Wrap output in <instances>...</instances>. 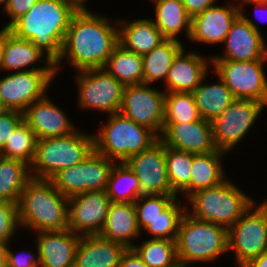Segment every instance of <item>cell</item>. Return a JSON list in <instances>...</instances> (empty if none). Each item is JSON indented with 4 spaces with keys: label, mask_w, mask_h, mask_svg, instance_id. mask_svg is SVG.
<instances>
[{
    "label": "cell",
    "mask_w": 267,
    "mask_h": 267,
    "mask_svg": "<svg viewBox=\"0 0 267 267\" xmlns=\"http://www.w3.org/2000/svg\"><path fill=\"white\" fill-rule=\"evenodd\" d=\"M118 44L117 18L111 20L104 13L93 10L76 12L66 31L60 56L54 63L56 75L65 62L75 71L103 68Z\"/></svg>",
    "instance_id": "1"
},
{
    "label": "cell",
    "mask_w": 267,
    "mask_h": 267,
    "mask_svg": "<svg viewBox=\"0 0 267 267\" xmlns=\"http://www.w3.org/2000/svg\"><path fill=\"white\" fill-rule=\"evenodd\" d=\"M75 13L69 5L60 0H37L35 5L16 19L7 30L20 39L31 41L55 63Z\"/></svg>",
    "instance_id": "2"
},
{
    "label": "cell",
    "mask_w": 267,
    "mask_h": 267,
    "mask_svg": "<svg viewBox=\"0 0 267 267\" xmlns=\"http://www.w3.org/2000/svg\"><path fill=\"white\" fill-rule=\"evenodd\" d=\"M20 229L52 231L68 229V198L47 179L32 178L18 202Z\"/></svg>",
    "instance_id": "3"
},
{
    "label": "cell",
    "mask_w": 267,
    "mask_h": 267,
    "mask_svg": "<svg viewBox=\"0 0 267 267\" xmlns=\"http://www.w3.org/2000/svg\"><path fill=\"white\" fill-rule=\"evenodd\" d=\"M227 240L226 227L203 222L185 212L179 223L176 238L180 267H193L196 263H216L222 255L228 254Z\"/></svg>",
    "instance_id": "4"
},
{
    "label": "cell",
    "mask_w": 267,
    "mask_h": 267,
    "mask_svg": "<svg viewBox=\"0 0 267 267\" xmlns=\"http://www.w3.org/2000/svg\"><path fill=\"white\" fill-rule=\"evenodd\" d=\"M240 187L229 177L217 186L197 191L185 201L186 212L203 222L229 229L256 201Z\"/></svg>",
    "instance_id": "5"
},
{
    "label": "cell",
    "mask_w": 267,
    "mask_h": 267,
    "mask_svg": "<svg viewBox=\"0 0 267 267\" xmlns=\"http://www.w3.org/2000/svg\"><path fill=\"white\" fill-rule=\"evenodd\" d=\"M106 119L107 122L102 120L99 129L93 133L94 150L115 162H125L159 139L152 130L120 112L110 114Z\"/></svg>",
    "instance_id": "6"
},
{
    "label": "cell",
    "mask_w": 267,
    "mask_h": 267,
    "mask_svg": "<svg viewBox=\"0 0 267 267\" xmlns=\"http://www.w3.org/2000/svg\"><path fill=\"white\" fill-rule=\"evenodd\" d=\"M93 150V133L80 129L66 136L37 139L31 176L49 180L59 170L81 163Z\"/></svg>",
    "instance_id": "7"
},
{
    "label": "cell",
    "mask_w": 267,
    "mask_h": 267,
    "mask_svg": "<svg viewBox=\"0 0 267 267\" xmlns=\"http://www.w3.org/2000/svg\"><path fill=\"white\" fill-rule=\"evenodd\" d=\"M73 76L77 86V107L107 116L121 108L125 86L103 68L79 70Z\"/></svg>",
    "instance_id": "8"
},
{
    "label": "cell",
    "mask_w": 267,
    "mask_h": 267,
    "mask_svg": "<svg viewBox=\"0 0 267 267\" xmlns=\"http://www.w3.org/2000/svg\"><path fill=\"white\" fill-rule=\"evenodd\" d=\"M267 59L241 62L212 59V70L224 81L235 99H252L267 106Z\"/></svg>",
    "instance_id": "9"
},
{
    "label": "cell",
    "mask_w": 267,
    "mask_h": 267,
    "mask_svg": "<svg viewBox=\"0 0 267 267\" xmlns=\"http://www.w3.org/2000/svg\"><path fill=\"white\" fill-rule=\"evenodd\" d=\"M227 241L236 267L267 251V216L256 201L228 229Z\"/></svg>",
    "instance_id": "10"
},
{
    "label": "cell",
    "mask_w": 267,
    "mask_h": 267,
    "mask_svg": "<svg viewBox=\"0 0 267 267\" xmlns=\"http://www.w3.org/2000/svg\"><path fill=\"white\" fill-rule=\"evenodd\" d=\"M267 106L252 99H235L231 105L211 121L213 140L218 150L229 154L243 139Z\"/></svg>",
    "instance_id": "11"
},
{
    "label": "cell",
    "mask_w": 267,
    "mask_h": 267,
    "mask_svg": "<svg viewBox=\"0 0 267 267\" xmlns=\"http://www.w3.org/2000/svg\"><path fill=\"white\" fill-rule=\"evenodd\" d=\"M114 163L93 150L81 163L59 170L49 180L67 198L84 192L104 191Z\"/></svg>",
    "instance_id": "12"
},
{
    "label": "cell",
    "mask_w": 267,
    "mask_h": 267,
    "mask_svg": "<svg viewBox=\"0 0 267 267\" xmlns=\"http://www.w3.org/2000/svg\"><path fill=\"white\" fill-rule=\"evenodd\" d=\"M0 102L5 110L24 112L43 99L57 77L55 71H20L0 75Z\"/></svg>",
    "instance_id": "13"
},
{
    "label": "cell",
    "mask_w": 267,
    "mask_h": 267,
    "mask_svg": "<svg viewBox=\"0 0 267 267\" xmlns=\"http://www.w3.org/2000/svg\"><path fill=\"white\" fill-rule=\"evenodd\" d=\"M165 92L149 84L124 88L120 113L135 123L152 130L158 137L163 132Z\"/></svg>",
    "instance_id": "14"
},
{
    "label": "cell",
    "mask_w": 267,
    "mask_h": 267,
    "mask_svg": "<svg viewBox=\"0 0 267 267\" xmlns=\"http://www.w3.org/2000/svg\"><path fill=\"white\" fill-rule=\"evenodd\" d=\"M240 8V15L232 23L223 42V52L215 53L211 59H227L232 61H253L267 59V43L260 31L259 24L247 16L245 7ZM220 54V55H219Z\"/></svg>",
    "instance_id": "15"
},
{
    "label": "cell",
    "mask_w": 267,
    "mask_h": 267,
    "mask_svg": "<svg viewBox=\"0 0 267 267\" xmlns=\"http://www.w3.org/2000/svg\"><path fill=\"white\" fill-rule=\"evenodd\" d=\"M111 203L106 190L69 197L68 229L79 236L100 235Z\"/></svg>",
    "instance_id": "16"
},
{
    "label": "cell",
    "mask_w": 267,
    "mask_h": 267,
    "mask_svg": "<svg viewBox=\"0 0 267 267\" xmlns=\"http://www.w3.org/2000/svg\"><path fill=\"white\" fill-rule=\"evenodd\" d=\"M125 163L140 183V196L174 194L168 180L165 145L158 139L148 149L133 154Z\"/></svg>",
    "instance_id": "17"
},
{
    "label": "cell",
    "mask_w": 267,
    "mask_h": 267,
    "mask_svg": "<svg viewBox=\"0 0 267 267\" xmlns=\"http://www.w3.org/2000/svg\"><path fill=\"white\" fill-rule=\"evenodd\" d=\"M225 3V5L216 3L191 18L188 41L192 44L198 42L211 46L223 45L232 23L240 15L238 0H229Z\"/></svg>",
    "instance_id": "18"
},
{
    "label": "cell",
    "mask_w": 267,
    "mask_h": 267,
    "mask_svg": "<svg viewBox=\"0 0 267 267\" xmlns=\"http://www.w3.org/2000/svg\"><path fill=\"white\" fill-rule=\"evenodd\" d=\"M1 72L55 71L54 62L29 40L1 28ZM39 62L42 64L39 65Z\"/></svg>",
    "instance_id": "19"
},
{
    "label": "cell",
    "mask_w": 267,
    "mask_h": 267,
    "mask_svg": "<svg viewBox=\"0 0 267 267\" xmlns=\"http://www.w3.org/2000/svg\"><path fill=\"white\" fill-rule=\"evenodd\" d=\"M159 139L165 146L192 154L216 151L211 122L205 119L188 123H163Z\"/></svg>",
    "instance_id": "20"
},
{
    "label": "cell",
    "mask_w": 267,
    "mask_h": 267,
    "mask_svg": "<svg viewBox=\"0 0 267 267\" xmlns=\"http://www.w3.org/2000/svg\"><path fill=\"white\" fill-rule=\"evenodd\" d=\"M186 50L185 46L174 57L162 89L165 93H192L209 74L212 59L200 52ZM187 52V53H186ZM205 57V58H204ZM207 58V59H206Z\"/></svg>",
    "instance_id": "21"
},
{
    "label": "cell",
    "mask_w": 267,
    "mask_h": 267,
    "mask_svg": "<svg viewBox=\"0 0 267 267\" xmlns=\"http://www.w3.org/2000/svg\"><path fill=\"white\" fill-rule=\"evenodd\" d=\"M51 100L48 93L23 112V120L32 129L36 139L66 136L79 128L63 111L64 107L60 108L59 104H55Z\"/></svg>",
    "instance_id": "22"
},
{
    "label": "cell",
    "mask_w": 267,
    "mask_h": 267,
    "mask_svg": "<svg viewBox=\"0 0 267 267\" xmlns=\"http://www.w3.org/2000/svg\"><path fill=\"white\" fill-rule=\"evenodd\" d=\"M41 267H74L80 237L69 229L34 233Z\"/></svg>",
    "instance_id": "23"
},
{
    "label": "cell",
    "mask_w": 267,
    "mask_h": 267,
    "mask_svg": "<svg viewBox=\"0 0 267 267\" xmlns=\"http://www.w3.org/2000/svg\"><path fill=\"white\" fill-rule=\"evenodd\" d=\"M126 247L100 235L81 236L74 267H118Z\"/></svg>",
    "instance_id": "24"
},
{
    "label": "cell",
    "mask_w": 267,
    "mask_h": 267,
    "mask_svg": "<svg viewBox=\"0 0 267 267\" xmlns=\"http://www.w3.org/2000/svg\"><path fill=\"white\" fill-rule=\"evenodd\" d=\"M228 154L222 150H216L204 154H193L190 184L178 195L187 200L197 191L217 186L230 176H226L223 166L224 157Z\"/></svg>",
    "instance_id": "25"
},
{
    "label": "cell",
    "mask_w": 267,
    "mask_h": 267,
    "mask_svg": "<svg viewBox=\"0 0 267 267\" xmlns=\"http://www.w3.org/2000/svg\"><path fill=\"white\" fill-rule=\"evenodd\" d=\"M141 235L142 233L137 225L134 203L112 202L100 236L107 240L121 243L126 248H132L138 243V238H142ZM136 239L137 241L135 242Z\"/></svg>",
    "instance_id": "26"
},
{
    "label": "cell",
    "mask_w": 267,
    "mask_h": 267,
    "mask_svg": "<svg viewBox=\"0 0 267 267\" xmlns=\"http://www.w3.org/2000/svg\"><path fill=\"white\" fill-rule=\"evenodd\" d=\"M118 18L119 44L126 50L143 56L165 40L152 18Z\"/></svg>",
    "instance_id": "27"
},
{
    "label": "cell",
    "mask_w": 267,
    "mask_h": 267,
    "mask_svg": "<svg viewBox=\"0 0 267 267\" xmlns=\"http://www.w3.org/2000/svg\"><path fill=\"white\" fill-rule=\"evenodd\" d=\"M154 3V22L165 39L183 41L180 34L185 33L189 39L191 30V16L187 13L181 0H149Z\"/></svg>",
    "instance_id": "28"
},
{
    "label": "cell",
    "mask_w": 267,
    "mask_h": 267,
    "mask_svg": "<svg viewBox=\"0 0 267 267\" xmlns=\"http://www.w3.org/2000/svg\"><path fill=\"white\" fill-rule=\"evenodd\" d=\"M210 72L214 73V75L211 74L212 77L216 78L217 76L218 80L216 78V81L218 82L209 81L207 83V77H209L207 74L192 92L200 117L209 122L220 116L235 100L224 81L213 70Z\"/></svg>",
    "instance_id": "29"
},
{
    "label": "cell",
    "mask_w": 267,
    "mask_h": 267,
    "mask_svg": "<svg viewBox=\"0 0 267 267\" xmlns=\"http://www.w3.org/2000/svg\"><path fill=\"white\" fill-rule=\"evenodd\" d=\"M184 46L181 41L165 39L143 55V83L155 85L162 80L164 85L174 57Z\"/></svg>",
    "instance_id": "30"
},
{
    "label": "cell",
    "mask_w": 267,
    "mask_h": 267,
    "mask_svg": "<svg viewBox=\"0 0 267 267\" xmlns=\"http://www.w3.org/2000/svg\"><path fill=\"white\" fill-rule=\"evenodd\" d=\"M105 69L124 86L143 84L142 56L118 44L107 59Z\"/></svg>",
    "instance_id": "31"
},
{
    "label": "cell",
    "mask_w": 267,
    "mask_h": 267,
    "mask_svg": "<svg viewBox=\"0 0 267 267\" xmlns=\"http://www.w3.org/2000/svg\"><path fill=\"white\" fill-rule=\"evenodd\" d=\"M31 179L28 164L0 156V201L18 204L21 192Z\"/></svg>",
    "instance_id": "32"
},
{
    "label": "cell",
    "mask_w": 267,
    "mask_h": 267,
    "mask_svg": "<svg viewBox=\"0 0 267 267\" xmlns=\"http://www.w3.org/2000/svg\"><path fill=\"white\" fill-rule=\"evenodd\" d=\"M106 193L113 203H134L140 197L139 179L125 162L112 166Z\"/></svg>",
    "instance_id": "33"
},
{
    "label": "cell",
    "mask_w": 267,
    "mask_h": 267,
    "mask_svg": "<svg viewBox=\"0 0 267 267\" xmlns=\"http://www.w3.org/2000/svg\"><path fill=\"white\" fill-rule=\"evenodd\" d=\"M132 249L148 267H180L177 258L176 240L148 239Z\"/></svg>",
    "instance_id": "34"
},
{
    "label": "cell",
    "mask_w": 267,
    "mask_h": 267,
    "mask_svg": "<svg viewBox=\"0 0 267 267\" xmlns=\"http://www.w3.org/2000/svg\"><path fill=\"white\" fill-rule=\"evenodd\" d=\"M36 141L34 132L22 120L13 130V134L9 137L5 146L0 150V156L20 160L30 166L35 156Z\"/></svg>",
    "instance_id": "35"
},
{
    "label": "cell",
    "mask_w": 267,
    "mask_h": 267,
    "mask_svg": "<svg viewBox=\"0 0 267 267\" xmlns=\"http://www.w3.org/2000/svg\"><path fill=\"white\" fill-rule=\"evenodd\" d=\"M177 197L159 216L153 220L145 229L150 239L176 240L178 227L182 216L186 212V203Z\"/></svg>",
    "instance_id": "36"
},
{
    "label": "cell",
    "mask_w": 267,
    "mask_h": 267,
    "mask_svg": "<svg viewBox=\"0 0 267 267\" xmlns=\"http://www.w3.org/2000/svg\"><path fill=\"white\" fill-rule=\"evenodd\" d=\"M168 180L178 195L190 184L193 154L165 146Z\"/></svg>",
    "instance_id": "37"
},
{
    "label": "cell",
    "mask_w": 267,
    "mask_h": 267,
    "mask_svg": "<svg viewBox=\"0 0 267 267\" xmlns=\"http://www.w3.org/2000/svg\"><path fill=\"white\" fill-rule=\"evenodd\" d=\"M200 119L193 93L165 94L164 123H188Z\"/></svg>",
    "instance_id": "38"
},
{
    "label": "cell",
    "mask_w": 267,
    "mask_h": 267,
    "mask_svg": "<svg viewBox=\"0 0 267 267\" xmlns=\"http://www.w3.org/2000/svg\"><path fill=\"white\" fill-rule=\"evenodd\" d=\"M177 196L175 194L141 195L135 202L137 225L141 233L165 210Z\"/></svg>",
    "instance_id": "39"
},
{
    "label": "cell",
    "mask_w": 267,
    "mask_h": 267,
    "mask_svg": "<svg viewBox=\"0 0 267 267\" xmlns=\"http://www.w3.org/2000/svg\"><path fill=\"white\" fill-rule=\"evenodd\" d=\"M19 230L18 204L0 201V242L9 243Z\"/></svg>",
    "instance_id": "40"
},
{
    "label": "cell",
    "mask_w": 267,
    "mask_h": 267,
    "mask_svg": "<svg viewBox=\"0 0 267 267\" xmlns=\"http://www.w3.org/2000/svg\"><path fill=\"white\" fill-rule=\"evenodd\" d=\"M11 242L8 243L7 247V255H6V266L5 267H41L38 249L35 244L36 253H32L31 251L14 252L12 249L13 244ZM12 245V246H11Z\"/></svg>",
    "instance_id": "41"
},
{
    "label": "cell",
    "mask_w": 267,
    "mask_h": 267,
    "mask_svg": "<svg viewBox=\"0 0 267 267\" xmlns=\"http://www.w3.org/2000/svg\"><path fill=\"white\" fill-rule=\"evenodd\" d=\"M23 120V113L15 110H5L0 113V150L5 146L13 130Z\"/></svg>",
    "instance_id": "42"
},
{
    "label": "cell",
    "mask_w": 267,
    "mask_h": 267,
    "mask_svg": "<svg viewBox=\"0 0 267 267\" xmlns=\"http://www.w3.org/2000/svg\"><path fill=\"white\" fill-rule=\"evenodd\" d=\"M37 2V0H8L4 14L8 16L9 22L6 21L3 29H7L16 19L26 14Z\"/></svg>",
    "instance_id": "43"
},
{
    "label": "cell",
    "mask_w": 267,
    "mask_h": 267,
    "mask_svg": "<svg viewBox=\"0 0 267 267\" xmlns=\"http://www.w3.org/2000/svg\"><path fill=\"white\" fill-rule=\"evenodd\" d=\"M187 13L193 17L200 12H203L206 8L218 3V0H181Z\"/></svg>",
    "instance_id": "44"
},
{
    "label": "cell",
    "mask_w": 267,
    "mask_h": 267,
    "mask_svg": "<svg viewBox=\"0 0 267 267\" xmlns=\"http://www.w3.org/2000/svg\"><path fill=\"white\" fill-rule=\"evenodd\" d=\"M118 267H148L138 254L132 249L127 248L122 254Z\"/></svg>",
    "instance_id": "45"
},
{
    "label": "cell",
    "mask_w": 267,
    "mask_h": 267,
    "mask_svg": "<svg viewBox=\"0 0 267 267\" xmlns=\"http://www.w3.org/2000/svg\"><path fill=\"white\" fill-rule=\"evenodd\" d=\"M238 3H239V7H244V6L246 7V5L248 7V5H254L253 8H254V13L256 15L255 16L256 19H258L261 15L260 19L258 20L260 21L263 20L264 22H267V17L265 16V14L267 15L266 13L267 12V0H238ZM262 11H263V14L265 13L264 14L265 17L263 16V14H261Z\"/></svg>",
    "instance_id": "46"
},
{
    "label": "cell",
    "mask_w": 267,
    "mask_h": 267,
    "mask_svg": "<svg viewBox=\"0 0 267 267\" xmlns=\"http://www.w3.org/2000/svg\"><path fill=\"white\" fill-rule=\"evenodd\" d=\"M60 1L63 2L64 4L69 5L75 12H91V10L87 8L88 6L87 3H89L88 0H60Z\"/></svg>",
    "instance_id": "47"
},
{
    "label": "cell",
    "mask_w": 267,
    "mask_h": 267,
    "mask_svg": "<svg viewBox=\"0 0 267 267\" xmlns=\"http://www.w3.org/2000/svg\"><path fill=\"white\" fill-rule=\"evenodd\" d=\"M242 267H267V251L263 252L258 257L249 260Z\"/></svg>",
    "instance_id": "48"
},
{
    "label": "cell",
    "mask_w": 267,
    "mask_h": 267,
    "mask_svg": "<svg viewBox=\"0 0 267 267\" xmlns=\"http://www.w3.org/2000/svg\"><path fill=\"white\" fill-rule=\"evenodd\" d=\"M7 247L8 243L0 242V267L6 266Z\"/></svg>",
    "instance_id": "49"
},
{
    "label": "cell",
    "mask_w": 267,
    "mask_h": 267,
    "mask_svg": "<svg viewBox=\"0 0 267 267\" xmlns=\"http://www.w3.org/2000/svg\"><path fill=\"white\" fill-rule=\"evenodd\" d=\"M260 206V208L265 212L266 216H267V199H263L261 201V203L258 204Z\"/></svg>",
    "instance_id": "50"
},
{
    "label": "cell",
    "mask_w": 267,
    "mask_h": 267,
    "mask_svg": "<svg viewBox=\"0 0 267 267\" xmlns=\"http://www.w3.org/2000/svg\"><path fill=\"white\" fill-rule=\"evenodd\" d=\"M8 0H0V6L4 10Z\"/></svg>",
    "instance_id": "51"
},
{
    "label": "cell",
    "mask_w": 267,
    "mask_h": 267,
    "mask_svg": "<svg viewBox=\"0 0 267 267\" xmlns=\"http://www.w3.org/2000/svg\"><path fill=\"white\" fill-rule=\"evenodd\" d=\"M0 57H1V29H0ZM0 71H1V60H0Z\"/></svg>",
    "instance_id": "52"
},
{
    "label": "cell",
    "mask_w": 267,
    "mask_h": 267,
    "mask_svg": "<svg viewBox=\"0 0 267 267\" xmlns=\"http://www.w3.org/2000/svg\"><path fill=\"white\" fill-rule=\"evenodd\" d=\"M5 111V108L3 107V105L0 102V113H3Z\"/></svg>",
    "instance_id": "53"
}]
</instances>
